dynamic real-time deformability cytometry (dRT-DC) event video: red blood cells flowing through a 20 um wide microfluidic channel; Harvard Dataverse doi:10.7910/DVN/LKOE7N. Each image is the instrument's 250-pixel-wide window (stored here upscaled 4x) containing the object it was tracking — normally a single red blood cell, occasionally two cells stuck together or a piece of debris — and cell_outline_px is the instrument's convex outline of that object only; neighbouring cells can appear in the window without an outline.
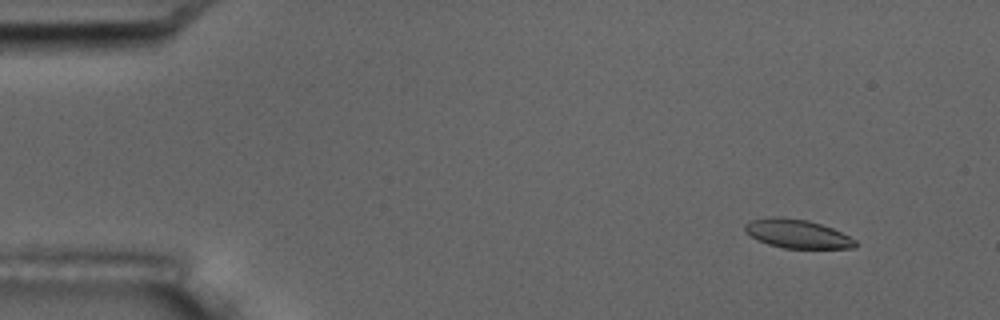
{"species": "common noctule bat (a hibernating species)", "species_latin": "Nyctalus noctula", "temperature_condition": "room temperature", "stored_images_in_passage": 6, "camera_frame_rate_fps": 3000, "um_per_image_px": 0.085, "animal": {"sex": "male", "body_mass_g": 17.5, "forearm_length_mm": 52.3}, "frame": {"image": 1, "passage_image": 2, "time_ms": 1.333, "image_size_px": [1000, 320], "cell_outline_px": [[856, 248], [784, 248], [768, 244], [756, 240], [744, 232], [744, 224], [752, 220], [772, 216], [780, 216], [808, 220], [832, 228], [856, 240]], "centroid_in_image_um": [67.71, 19.86], "position_along_channel_um": 17.3, "area_um2": 18.55}}
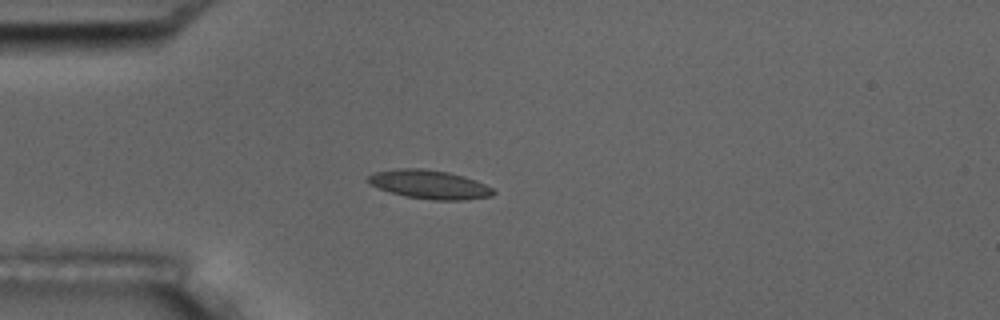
{"frame": {"image": 2, "passage_image": 5, "time_ms": 4.667, "image_size_px": [1000, 320], "cell_outline_px": [[496, 192], [492, 196], [464, 200], [432, 200], [404, 196], [380, 188], [364, 180], [372, 172], [396, 168], [424, 168], [448, 172], [464, 176], [476, 180], [492, 188]], "centroid_in_image_um": [36.49, 15.67], "position_along_channel_um": 48.5, "area_um2": 21.1}}